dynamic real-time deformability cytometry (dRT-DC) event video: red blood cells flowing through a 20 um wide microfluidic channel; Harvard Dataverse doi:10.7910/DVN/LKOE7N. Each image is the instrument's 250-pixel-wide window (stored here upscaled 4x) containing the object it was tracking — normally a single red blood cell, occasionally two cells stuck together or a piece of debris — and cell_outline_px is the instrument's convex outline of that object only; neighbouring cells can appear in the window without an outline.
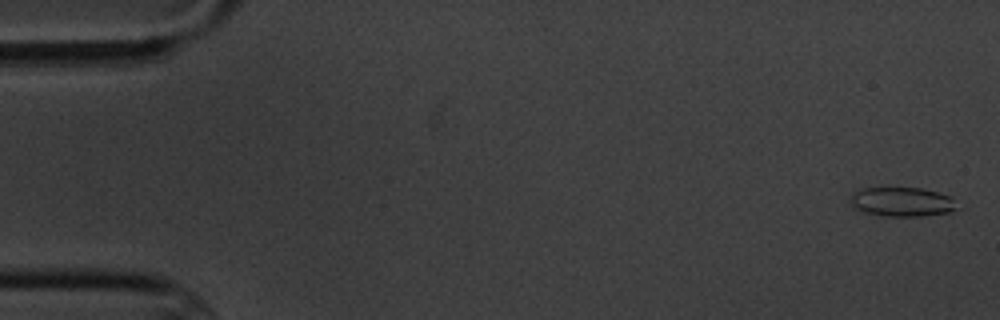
{"species": "common noctule bat (a hibernating species)", "species_latin": "Nyctalus noctula", "temperature_condition": "cold", "stored_images_in_passage": 9, "camera_frame_rate_fps": 3000, "um_per_image_px": 0.085, "animal": {"sex": "male", "body_mass_g": 20.1, "forearm_length_mm": 53.5}, "frame": {"image": 1, "passage_image": 1, "time_ms": 0.0, "image_size_px": [1000, 320], "cell_outline_px": [[956, 208], [952, 212], [920, 216], [884, 216], [864, 212], [856, 208], [852, 204], [852, 192], [860, 188], [920, 188], [936, 192], [948, 196], [952, 200]], "centroid_in_image_um": [76.63, 17.16], "position_along_channel_um": 8.4, "area_um2": 17.86}}
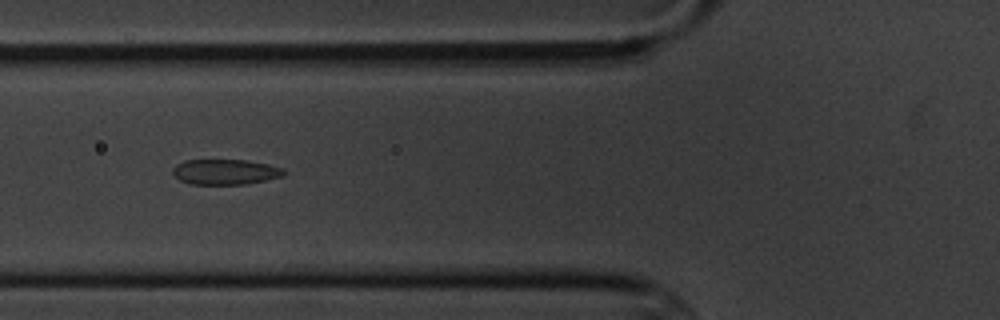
{"frame": {"image": 2, "passage_image": 6, "time_ms": 6.667, "image_size_px": [1000, 320], "cell_outline_px": [[288, 172], [284, 176], [248, 184], [188, 184], [180, 180], [172, 172], [172, 168], [176, 164], [184, 160], [248, 160], [268, 164], [284, 168]], "centroid_in_image_um": [19.19, 14.61], "position_along_channel_um": 106.6, "area_um2": 16.65}}
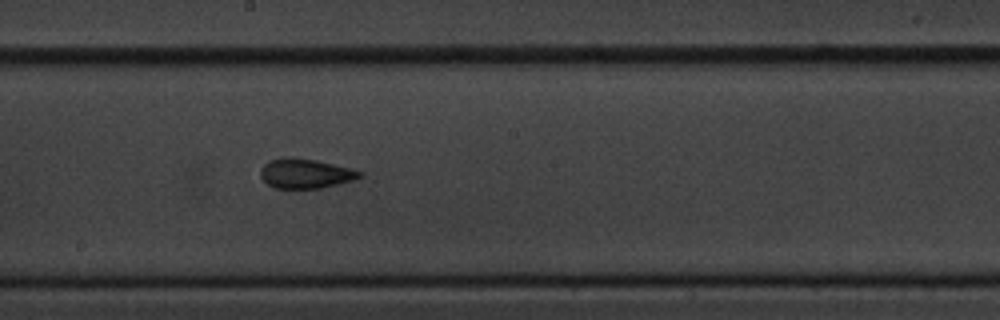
{"frame": {"image": 3, "passage_image": 9, "time_ms": 10.0, "image_size_px": [1000, 320], "cell_outline_px": [[364, 176], [352, 180], [320, 188], [276, 188], [268, 184], [260, 176], [260, 168], [268, 160], [284, 156], [292, 156], [316, 160], [352, 168], [364, 172]], "centroid_in_image_um": [25.95, 14.72], "position_along_channel_um": 222.2, "area_um2": 17.34}}